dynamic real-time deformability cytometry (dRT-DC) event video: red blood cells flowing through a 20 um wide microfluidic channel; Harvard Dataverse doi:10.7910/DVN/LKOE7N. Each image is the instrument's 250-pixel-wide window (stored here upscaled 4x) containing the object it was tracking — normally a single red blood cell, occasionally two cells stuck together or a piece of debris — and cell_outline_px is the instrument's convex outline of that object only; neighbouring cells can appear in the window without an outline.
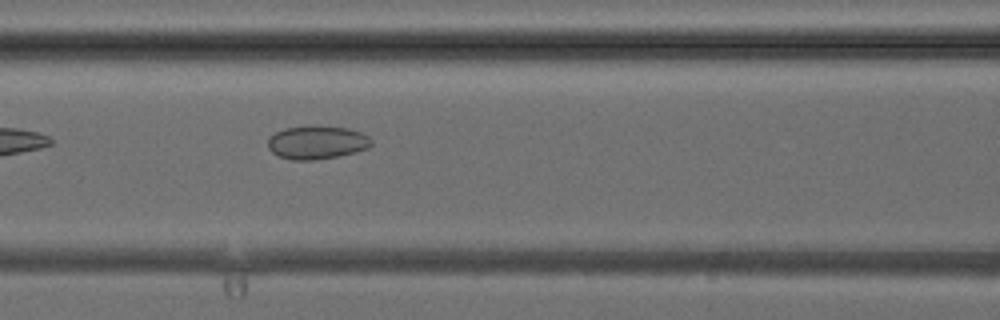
{"species": "common noctule bat (a hibernating species)", "species_latin": "Nyctalus noctula", "temperature_condition": "cold", "stored_images_in_passage": 6, "camera_frame_rate_fps": 3000, "um_per_image_px": 0.085, "animal": {"sex": "female", "body_mass_g": 24.6, "forearm_length_mm": 56.2}, "frame": {"image": 1, "passage_image": 6, "time_ms": 5.667, "image_size_px": [1000, 320], "cell_outline_px": [[372, 144], [368, 148], [356, 152], [316, 160], [292, 160], [280, 156], [272, 152], [268, 148], [268, 136], [284, 128], [348, 128], [360, 132], [368, 136], [372, 140]], "centroid_in_image_um": [26.93, 12.14], "position_along_channel_um": 139.7, "area_um2": 19.54}}